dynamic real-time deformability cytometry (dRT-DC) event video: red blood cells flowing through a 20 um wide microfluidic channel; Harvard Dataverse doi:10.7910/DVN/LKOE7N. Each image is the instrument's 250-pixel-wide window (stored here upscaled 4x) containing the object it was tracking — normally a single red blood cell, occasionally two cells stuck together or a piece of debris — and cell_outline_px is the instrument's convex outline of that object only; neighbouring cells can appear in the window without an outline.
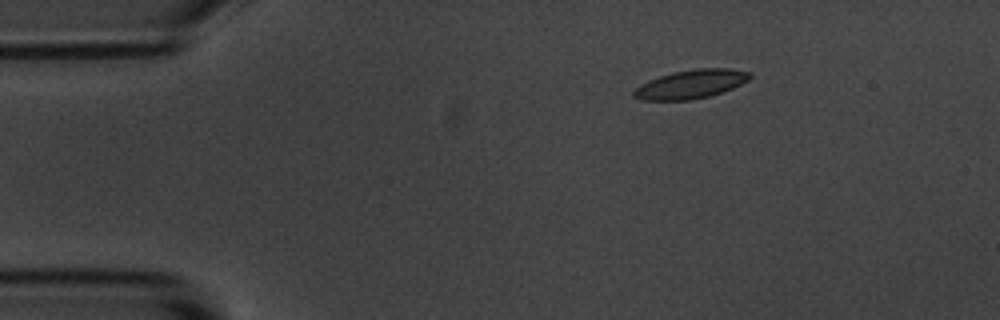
{"species": "common noctule bat (a hibernating species)", "species_latin": "Nyctalus noctula", "temperature_condition": "room temperature", "stored_images_in_passage": 3, "camera_frame_rate_fps": 3000, "um_per_image_px": 0.085, "animal": {"sex": "male", "body_mass_g": 20.1, "forearm_length_mm": 53.5}, "frame": {"image": 1, "passage_image": 1, "time_ms": 0.0, "image_size_px": [1000, 320], "cell_outline_px": [[752, 76], [748, 80], [732, 88], [708, 96], [692, 100], [640, 100], [632, 96], [632, 92], [640, 84], [648, 80], [672, 72], [696, 68], [728, 68], [752, 72]], "centroid_in_image_um": [58.7, 7.15], "position_along_channel_um": 26.3, "area_um2": 19.48}}